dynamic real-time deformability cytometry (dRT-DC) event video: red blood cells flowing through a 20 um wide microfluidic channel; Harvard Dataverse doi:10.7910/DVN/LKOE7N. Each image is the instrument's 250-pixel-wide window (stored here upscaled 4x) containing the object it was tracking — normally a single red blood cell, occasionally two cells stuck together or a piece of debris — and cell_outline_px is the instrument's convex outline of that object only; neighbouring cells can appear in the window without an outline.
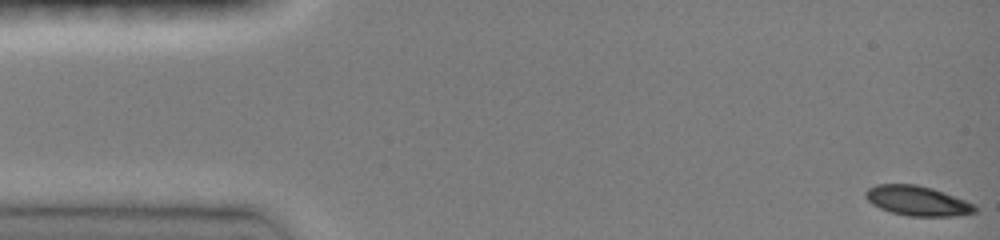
{"species": "common noctule bat (a hibernating species)", "species_latin": "Nyctalus noctula", "temperature_condition": "room temperature", "stored_images_in_passage": 46, "camera_frame_rate_fps": 3000, "um_per_image_px": 0.085, "animal": {"sex": "female", "body_mass_g": 19.0, "forearm_length_mm": 51.5}, "frame": {"image": 1, "passage_image": 1, "time_ms": 0.0, "image_size_px": [1000, 240], "cell_outline_px": [[976, 212], [956, 216], [908, 216], [892, 212], [880, 208], [872, 204], [864, 196], [864, 192], [868, 188], [876, 184], [916, 184], [932, 188], [944, 192], [976, 204]], "centroid_in_image_um": [77.98, 17.06], "position_along_channel_um": 7.0, "area_um2": 19.07}}
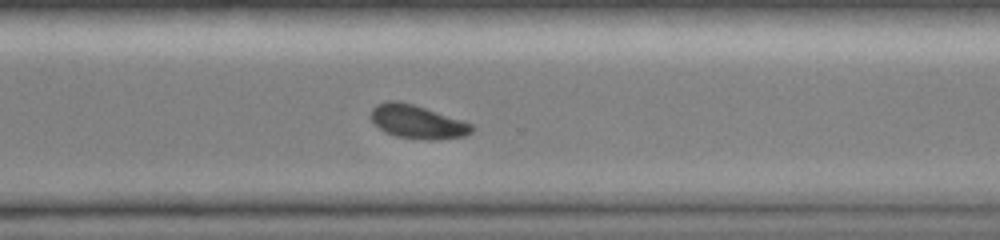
{"frame": {"image": 2, "passage_image": 34, "time_ms": 11.0, "image_size_px": [1000, 240], "cell_outline_px": [[476, 128], [472, 132], [464, 136], [396, 136], [384, 132], [372, 120], [372, 108], [376, 104], [388, 100], [396, 100], [412, 104], [464, 120], [472, 124]], "centroid_in_image_um": [35.45, 10.28], "position_along_channel_um": 335.2, "area_um2": 18.61}}
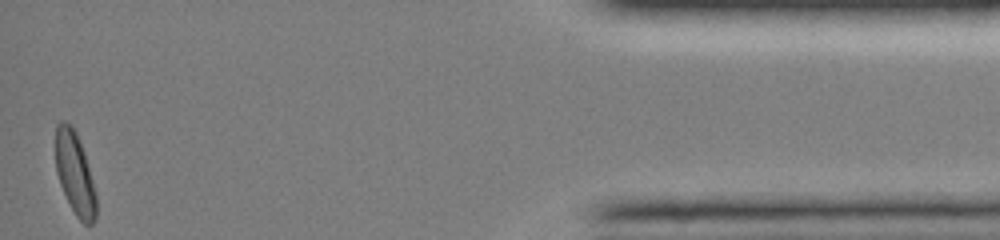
{"frame": {"image": 3, "passage_image": 46, "time_ms": 15.0, "image_size_px": [1000, 240], "cell_outline_px": [[96, 220], [92, 224], [84, 224], [76, 216], [60, 184], [56, 172], [56, 124], [60, 120], [64, 120], [72, 124], [76, 132], [84, 152], [96, 192]], "centroid_in_image_um": [6.37, 14.72], "position_along_channel_um": 428.8, "area_um2": 19.48}, "authors_computed_cell_mechanics": {"area_um2": 19.9121, "velocity_mm_per_s": 4.1043, "shape_relaxation_time_tau1_ms": 2.2423, "shape_relaxation_time_tau2_ms": null, "deformation_change_tau1": 0.0902, "deformation_change_tau2": null}}